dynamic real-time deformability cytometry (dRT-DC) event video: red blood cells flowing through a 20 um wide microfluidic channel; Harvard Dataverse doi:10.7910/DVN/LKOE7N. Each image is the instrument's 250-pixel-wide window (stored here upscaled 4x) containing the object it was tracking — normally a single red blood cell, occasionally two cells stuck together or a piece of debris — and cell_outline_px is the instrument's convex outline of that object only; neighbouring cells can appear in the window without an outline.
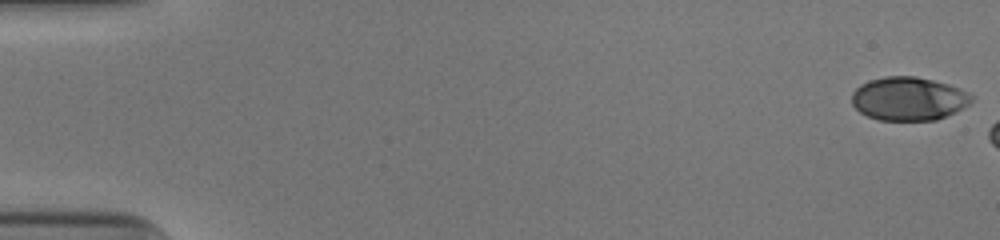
{"species": "human", "species_latin": "Homo sapiens", "temperature_condition": "cold", "stored_images_in_passage": 7, "camera_frame_rate_fps": 3000, "um_per_image_px": 0.085, "donor": {"sex": "male"}, "frame": {"image": 1, "passage_image": 1, "time_ms": 0.0, "image_size_px": [1000, 240], "cell_outline_px": [[972, 100], [968, 104], [956, 112], [936, 120], [880, 120], [868, 116], [860, 112], [852, 104], [852, 92], [860, 84], [868, 80], [884, 76], [916, 76], [948, 84], [972, 96]], "centroid_in_image_um": [77.18, 8.39], "position_along_channel_um": 7.8, "area_um2": 30.17}}